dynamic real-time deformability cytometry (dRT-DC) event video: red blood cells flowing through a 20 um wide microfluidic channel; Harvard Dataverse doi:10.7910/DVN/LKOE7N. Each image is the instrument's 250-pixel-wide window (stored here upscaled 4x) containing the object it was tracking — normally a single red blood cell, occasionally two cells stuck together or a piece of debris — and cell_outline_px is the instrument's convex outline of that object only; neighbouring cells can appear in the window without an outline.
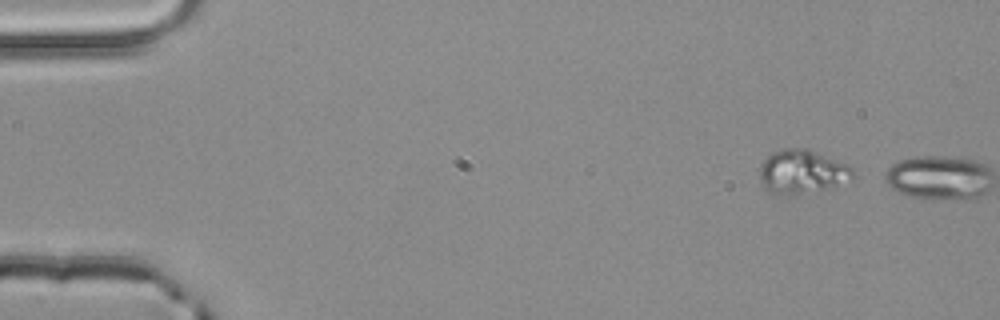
{"species": "common noctule bat (a hibernating species)", "species_latin": "Nyctalus noctula", "temperature_condition": "room temperature", "stored_images_in_passage": 2, "camera_frame_rate_fps": 3000, "um_per_image_px": 0.085, "animal": {"sex": "male", "body_mass_g": 20.4}, "frame": {"image": 1, "passage_image": 1, "time_ms": 0.0, "image_size_px": [1000, 320], "cell_outline_px": [[852, 176], [836, 184], [824, 188], [796, 196], [792, 196], [768, 192], [760, 184], [760, 164], [772, 152], [784, 148], [808, 148], [848, 164], [852, 168]], "centroid_in_image_um": [68.09, 14.59], "position_along_channel_um": 16.9, "area_um2": 23.7}}